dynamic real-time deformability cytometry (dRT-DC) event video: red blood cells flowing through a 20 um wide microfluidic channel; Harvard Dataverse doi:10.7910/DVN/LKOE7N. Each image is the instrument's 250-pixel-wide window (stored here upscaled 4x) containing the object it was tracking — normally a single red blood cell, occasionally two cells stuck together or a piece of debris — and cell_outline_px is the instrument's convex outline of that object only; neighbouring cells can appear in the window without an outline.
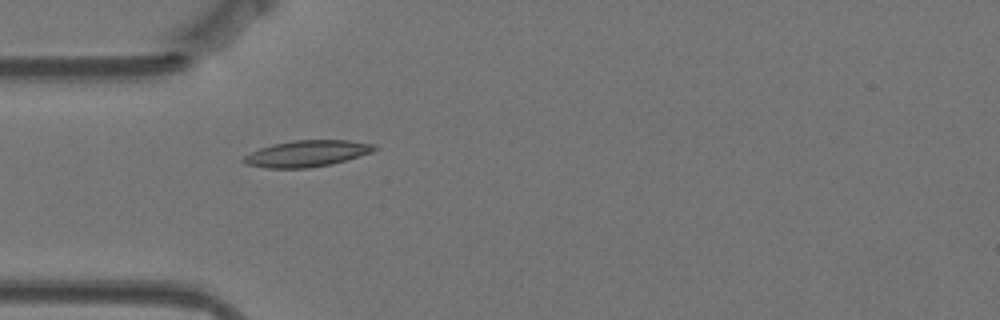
{"species": "Egyptian fruit bat (a non-hibernating species)", "species_latin": "Rousettus aegyptiacus", "temperature_condition": "warm", "stored_images_in_passage": 42, "camera_frame_rate_fps": 3000, "um_per_image_px": 0.085, "animal": {"sex": "female"}, "frame": {"image": 1, "passage_image": 1, "time_ms": 0.0, "image_size_px": [1000, 320], "cell_outline_px": [[376, 148], [372, 152], [332, 164], [308, 168], [264, 168], [244, 164], [240, 160], [244, 156], [260, 148], [272, 144], [292, 140], [348, 140], [376, 144]], "centroid_in_image_um": [26.05, 13.05], "position_along_channel_um": 58.9, "area_um2": 20.17}}
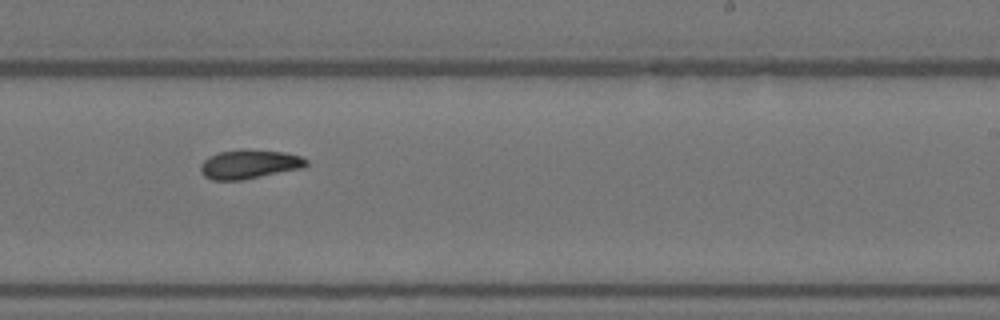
{"frame": {"image": 2, "passage_image": 19, "time_ms": 6.0, "image_size_px": [1000, 320], "cell_outline_px": [[308, 164], [304, 168], [244, 180], [212, 180], [204, 176], [200, 172], [200, 164], [208, 156], [220, 152], [284, 152], [300, 156], [308, 160]], "centroid_in_image_um": [21.19, 14.02], "position_along_channel_um": 267.8, "area_um2": 17.34}}
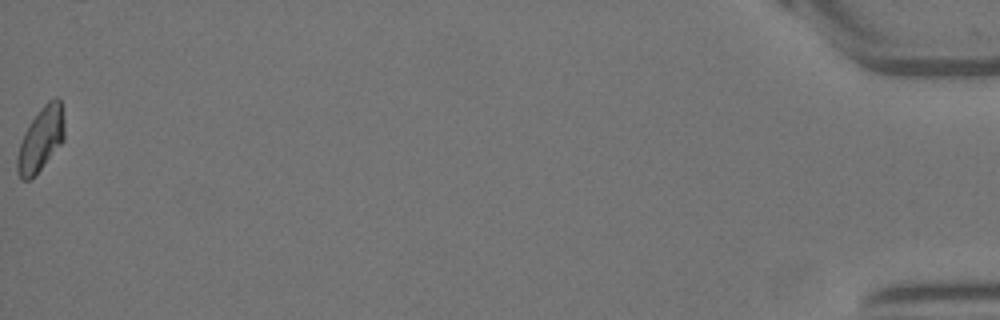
{"frame": {"image": 3, "passage_image": 42, "time_ms": 13.667, "image_size_px": [1000, 320], "cell_outline_px": [[64, 140], [40, 168], [28, 180], [24, 180], [20, 176], [16, 168], [16, 156], [24, 132], [32, 120], [44, 104], [48, 100], [56, 96], [60, 100], [64, 120]], "centroid_in_image_um": [3.47, 11.79], "position_along_channel_um": 431.7, "area_um2": 17.17}}